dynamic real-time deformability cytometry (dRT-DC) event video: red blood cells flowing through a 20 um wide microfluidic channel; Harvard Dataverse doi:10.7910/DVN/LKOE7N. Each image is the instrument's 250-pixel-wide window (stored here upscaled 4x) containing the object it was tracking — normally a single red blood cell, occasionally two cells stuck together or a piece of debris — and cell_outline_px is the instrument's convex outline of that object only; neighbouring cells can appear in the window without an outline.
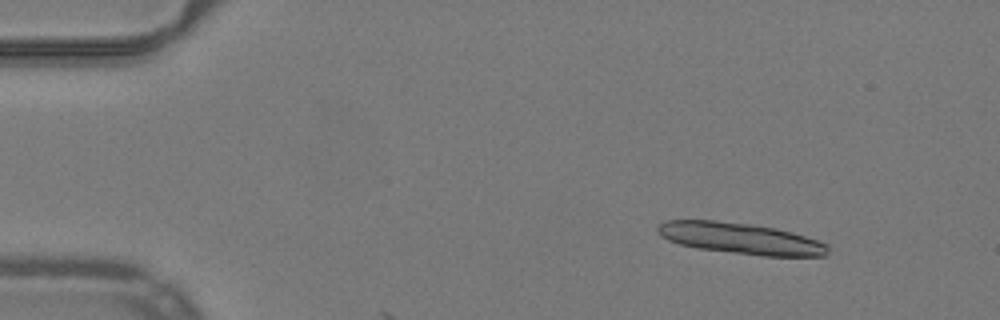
{"species": "common noctule bat (a hibernating species)", "species_latin": "Nyctalus noctula", "temperature_condition": "warm", "stored_images_in_passage": 9, "camera_frame_rate_fps": 3000, "um_per_image_px": 0.085, "animal": {"sex": "male", "body_mass_g": 19.2, "forearm_length_mm": 51.8}, "frame": {"image": 1, "passage_image": 7, "time_ms": 2.0, "image_size_px": [1000, 320], "cell_outline_px": [[828, 256], [760, 256], [696, 248], [680, 244], [668, 240], [660, 236], [656, 232], [656, 228], [664, 220], [716, 220], [752, 224], [776, 228], [792, 232], [828, 244]], "centroid_in_image_um": [62.92, 20.27], "position_along_channel_um": 22.1, "area_um2": 31.21}}